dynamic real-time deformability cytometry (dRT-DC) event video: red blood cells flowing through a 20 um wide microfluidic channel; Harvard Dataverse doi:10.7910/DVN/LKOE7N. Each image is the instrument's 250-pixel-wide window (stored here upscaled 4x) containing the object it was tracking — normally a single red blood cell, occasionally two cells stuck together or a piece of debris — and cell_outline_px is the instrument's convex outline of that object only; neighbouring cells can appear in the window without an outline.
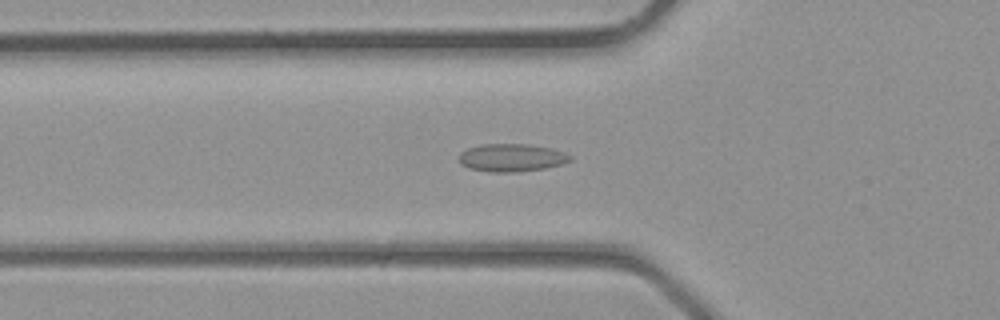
{"species": "common noctule bat (a hibernating species)", "species_latin": "Nyctalus noctula", "temperature_condition": "room temperature", "stored_images_in_passage": 37, "camera_frame_rate_fps": 3000, "um_per_image_px": 0.085, "animal": {"sex": "male", "body_mass_g": 23.1, "forearm_length_mm": 52.7}, "frame": {"image": 1, "passage_image": 13, "time_ms": 4.0, "image_size_px": [1000, 320], "cell_outline_px": [[572, 160], [564, 164], [544, 168], [516, 172], [488, 172], [468, 168], [460, 160], [460, 152], [468, 148], [480, 144], [528, 144], [552, 148], [564, 152], [572, 156]], "centroid_in_image_um": [43.52, 13.4], "position_along_channel_um": 82.3, "area_um2": 18.09}}
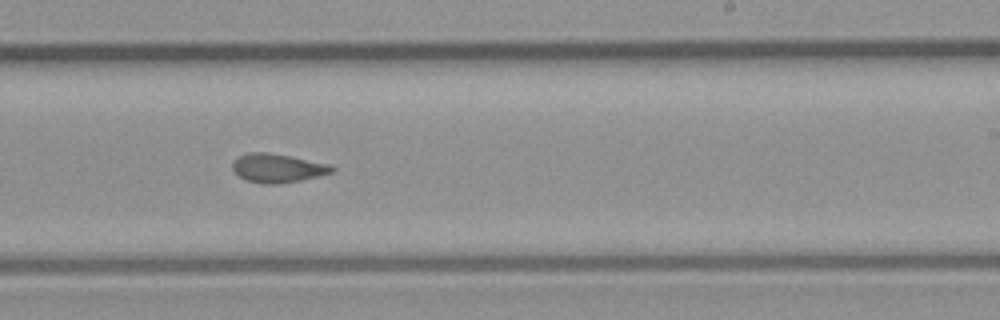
{"frame": {"image": 2, "passage_image": 23, "time_ms": 7.333, "image_size_px": [1000, 320], "cell_outline_px": [[336, 168], [332, 172], [320, 176], [280, 184], [264, 184], [244, 180], [232, 168], [232, 164], [240, 156], [248, 152], [268, 152], [328, 164]], "centroid_in_image_um": [23.59, 14.3], "position_along_channel_um": 265.4, "area_um2": 16.47}}
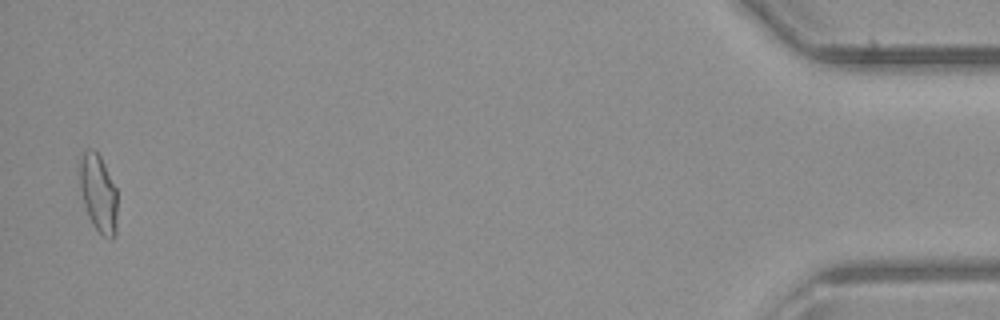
{"frame": {"image": 3, "passage_image": 37, "time_ms": 12.0, "image_size_px": [1000, 320], "cell_outline_px": [[116, 232], [112, 240], [104, 236], [92, 224], [84, 204], [80, 188], [80, 160], [84, 148], [96, 148], [116, 188]], "centroid_in_image_um": [8.35, 16.38], "position_along_channel_um": 426.8, "area_um2": 16.99}}